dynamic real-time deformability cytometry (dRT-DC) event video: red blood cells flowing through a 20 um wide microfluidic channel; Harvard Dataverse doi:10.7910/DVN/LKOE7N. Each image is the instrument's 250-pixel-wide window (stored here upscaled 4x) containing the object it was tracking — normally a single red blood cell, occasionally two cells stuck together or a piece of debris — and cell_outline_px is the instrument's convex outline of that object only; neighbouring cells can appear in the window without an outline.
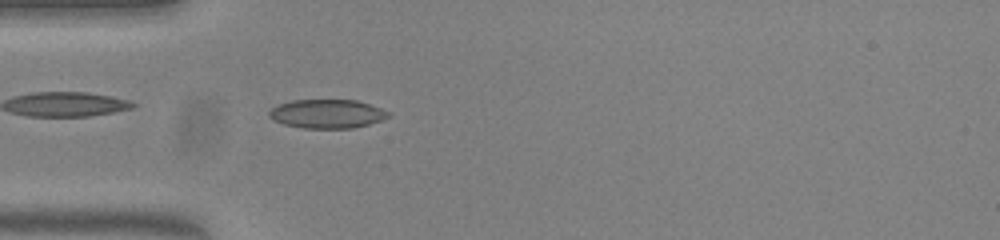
{"species": "common noctule bat (a hibernating species)", "species_latin": "Nyctalus noctula", "temperature_condition": "warm", "stored_images_in_passage": 53, "camera_frame_rate_fps": 3000, "um_per_image_px": 0.085, "animal": {"sex": "female", "body_mass_g": 23.0, "forearm_length_mm": 53.4}, "frame": {"image": 1, "passage_image": 16, "time_ms": 5.0, "image_size_px": [1000, 240], "cell_outline_px": [[392, 116], [368, 124], [352, 128], [304, 128], [284, 124], [272, 120], [268, 116], [268, 112], [272, 108], [280, 104], [292, 100], [356, 100], [392, 112]], "centroid_in_image_um": [27.81, 9.67], "position_along_channel_um": 57.2, "area_um2": 20.0}}
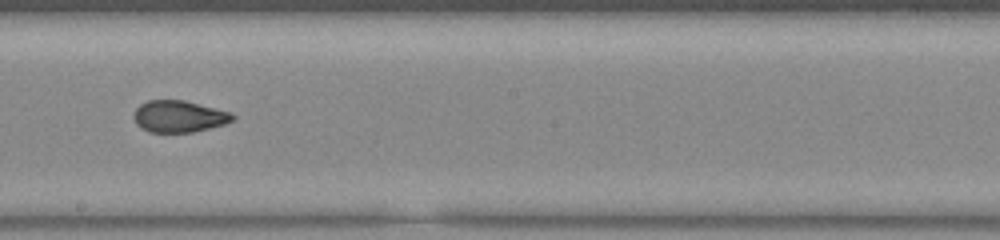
{"frame": {"image": 2, "passage_image": 30, "time_ms": 9.667, "image_size_px": [1000, 240], "cell_outline_px": [[236, 116], [232, 120], [224, 124], [192, 132], [148, 132], [140, 128], [136, 124], [132, 116], [136, 108], [140, 104], [148, 100], [184, 100], [232, 112]], "centroid_in_image_um": [15.18, 9.89], "position_along_channel_um": 233.0, "area_um2": 18.38}}
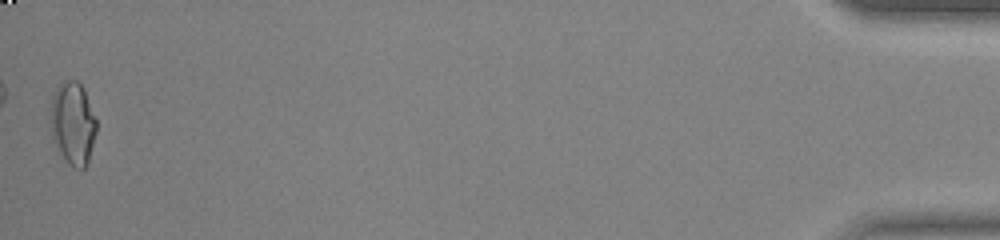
{"frame": {"image": 3, "passage_image": 53, "time_ms": 17.333, "image_size_px": [1000, 240], "cell_outline_px": [[96, 132], [88, 164], [84, 168], [72, 168], [68, 164], [52, 140], [52, 96], [56, 88], [64, 80], [76, 80], [84, 88], [96, 120]], "centroid_in_image_um": [6.21, 10.5], "position_along_channel_um": 429.0, "area_um2": 21.96}, "authors_computed_cell_mechanics": {"area_um2": 19.2474, "velocity_mm_per_s": 3.8402, "shape_relaxation_time_tau1_ms": null, "shape_relaxation_time_tau2_ms": 1.193, "deformation_change_tau1": null, "deformation_change_tau2": 0.0538}}